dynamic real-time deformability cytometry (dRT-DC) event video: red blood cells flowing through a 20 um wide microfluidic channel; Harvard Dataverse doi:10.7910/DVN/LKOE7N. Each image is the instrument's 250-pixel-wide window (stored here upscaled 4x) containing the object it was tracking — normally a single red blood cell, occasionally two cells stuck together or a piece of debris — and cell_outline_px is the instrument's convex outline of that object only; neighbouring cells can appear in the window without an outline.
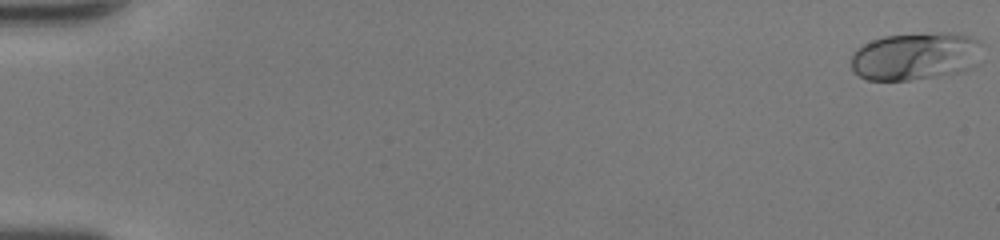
{"species": "human", "species_latin": "Homo sapiens", "temperature_condition": "room temperature", "stored_images_in_passage": 50, "camera_frame_rate_fps": 3000, "um_per_image_px": 0.085, "donor": {"sex": "female"}, "frame": {"image": 1, "passage_image": 1, "time_ms": 0.0, "image_size_px": [1000, 240], "cell_outline_px": [[980, 44], [968, 68], [956, 72], [908, 80], [868, 80], [860, 76], [852, 68], [852, 52], [856, 48], [872, 40], [884, 36], [940, 32], [948, 32], [968, 36], [980, 40]], "centroid_in_image_um": [77.69, 4.76], "position_along_channel_um": 7.3, "area_um2": 35.43}}
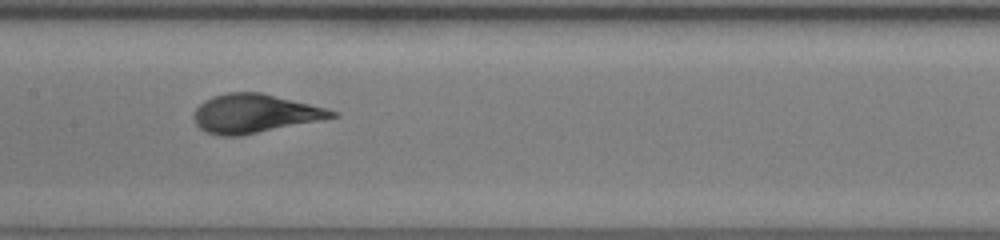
{"frame": {"image": 2, "passage_image": 27, "time_ms": 8.667, "image_size_px": [1000, 240], "cell_outline_px": [[340, 116], [240, 136], [220, 136], [204, 132], [196, 124], [196, 108], [204, 100], [212, 96], [228, 92], [260, 92], [340, 112]], "centroid_in_image_um": [21.63, 9.65], "position_along_channel_um": 185.8, "area_um2": 30.81}}
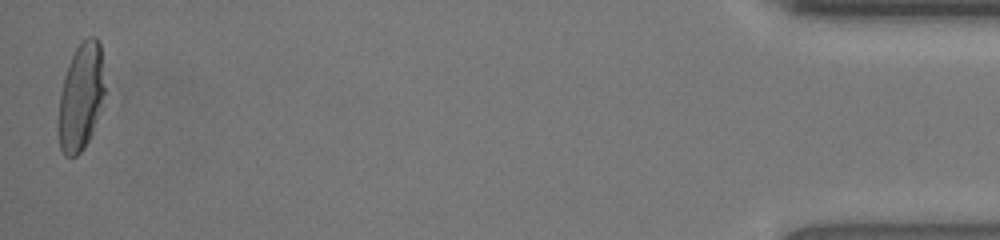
{"frame": {"image": 3, "passage_image": 50, "time_ms": 16.333, "image_size_px": [1000, 240], "cell_outline_px": [[104, 108], [84, 148], [76, 156], [64, 156], [60, 148], [56, 132], [56, 124], [60, 92], [64, 76], [68, 64], [76, 48], [88, 36], [96, 36], [100, 44], [104, 88]], "centroid_in_image_um": [6.86, 8.3], "position_along_channel_um": 428.3, "area_um2": 29.65}, "authors_computed_cell_mechanics": {"area_um2": 30.8074, "velocity_mm_per_s": 4.2854, "shape_relaxation_time_tau1_ms": 2.9309, "shape_relaxation_time_tau2_ms": null, "deformation_change_tau1": 0.1894, "deformation_change_tau2": null}}